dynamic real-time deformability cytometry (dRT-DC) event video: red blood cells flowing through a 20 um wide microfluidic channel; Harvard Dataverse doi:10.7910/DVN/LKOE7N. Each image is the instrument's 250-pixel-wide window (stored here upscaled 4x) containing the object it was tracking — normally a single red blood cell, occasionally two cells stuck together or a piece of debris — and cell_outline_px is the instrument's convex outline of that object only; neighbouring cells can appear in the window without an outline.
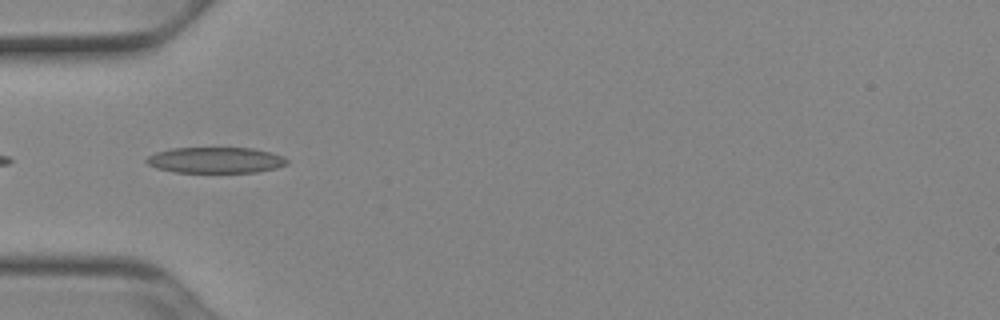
{"species": "Egyptian fruit bat (a non-hibernating species)", "species_latin": "Rousettus aegyptiacus", "temperature_condition": "cold", "stored_images_in_passage": 9, "camera_frame_rate_fps": 3000, "um_per_image_px": 0.085, "animal": {"sex": "female"}, "frame": {"image": 1, "passage_image": 2, "time_ms": 0.333, "image_size_px": [1000, 320], "cell_outline_px": [[288, 164], [276, 168], [256, 172], [172, 172], [156, 168], [148, 164], [144, 160], [148, 156], [156, 152], [172, 148], [252, 148], [284, 156], [288, 160]], "centroid_in_image_um": [18.31, 13.61], "position_along_channel_um": 66.7, "area_um2": 21.21}}